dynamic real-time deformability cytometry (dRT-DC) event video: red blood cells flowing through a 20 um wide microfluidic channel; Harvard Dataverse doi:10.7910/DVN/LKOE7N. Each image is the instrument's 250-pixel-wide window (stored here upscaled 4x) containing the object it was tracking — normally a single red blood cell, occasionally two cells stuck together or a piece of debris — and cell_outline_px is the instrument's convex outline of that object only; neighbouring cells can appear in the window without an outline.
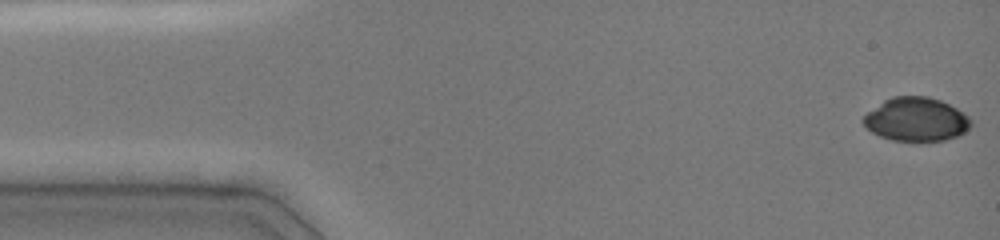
{"species": "common noctule bat (a hibernating species)", "species_latin": "Nyctalus noctula", "temperature_condition": "cold", "stored_images_in_passage": 47, "camera_frame_rate_fps": 3000, "um_per_image_px": 0.085, "animal": {"sex": "female", "body_mass_g": 19.0, "forearm_length_mm": 51.5}, "frame": {"image": 1, "passage_image": 1, "time_ms": 0.0, "image_size_px": [1000, 240], "cell_outline_px": [[972, 124], [964, 132], [956, 136], [944, 140], [892, 140], [880, 136], [872, 132], [860, 120], [868, 112], [884, 100], [892, 96], [928, 96], [940, 100], [964, 112], [972, 120]], "centroid_in_image_um": [77.87, 10.13], "position_along_channel_um": 7.1, "area_um2": 27.17}}
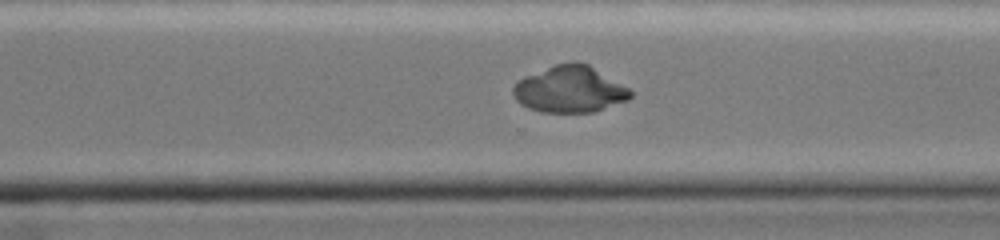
{"frame": {"image": 2, "passage_image": 33, "time_ms": 10.667, "image_size_px": [1000, 240], "cell_outline_px": [[632, 96], [628, 100], [592, 112], [540, 112], [528, 108], [520, 104], [512, 96], [512, 88], [516, 80], [524, 76], [556, 64], [572, 60], [588, 64], [628, 88], [632, 92]], "centroid_in_image_um": [48.37, 7.59], "position_along_channel_um": 322.2, "area_um2": 31.91}}
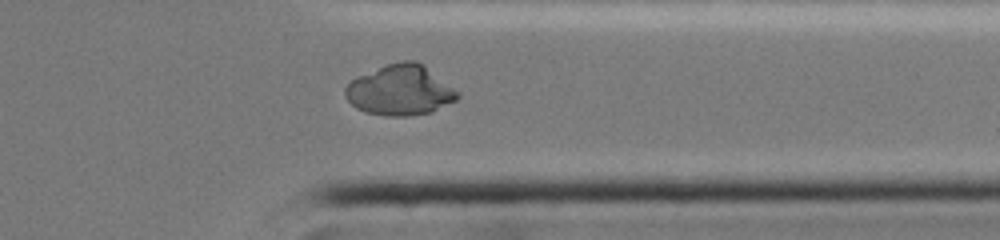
{"frame": {"image": 3, "passage_image": 37, "time_ms": 12.0, "image_size_px": [1000, 240], "cell_outline_px": [[460, 96], [456, 100], [432, 112], [408, 116], [388, 116], [364, 112], [356, 108], [344, 96], [344, 88], [356, 76], [388, 64], [404, 60], [416, 60], [460, 92]], "centroid_in_image_um": [34.0, 7.68], "position_along_channel_um": 377.4, "area_um2": 32.89}}